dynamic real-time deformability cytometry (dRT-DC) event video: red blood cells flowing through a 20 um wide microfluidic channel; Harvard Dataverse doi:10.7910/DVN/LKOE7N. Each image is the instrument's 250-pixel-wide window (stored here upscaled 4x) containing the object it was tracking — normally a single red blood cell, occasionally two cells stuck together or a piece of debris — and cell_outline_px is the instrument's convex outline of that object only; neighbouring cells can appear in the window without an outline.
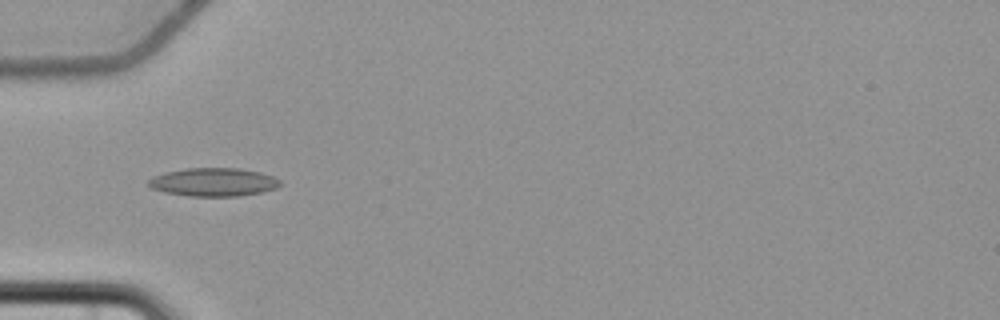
{"species": "common noctule bat (a hibernating species)", "species_latin": "Nyctalus noctula", "temperature_condition": "cold", "stored_images_in_passage": 6, "camera_frame_rate_fps": 3000, "um_per_image_px": 0.085, "animal": {"sex": "female", "body_mass_g": 22.7, "forearm_length_mm": 54.2}, "frame": {"image": 1, "passage_image": 5, "time_ms": 6.0, "image_size_px": [1000, 320], "cell_outline_px": [[280, 184], [276, 188], [260, 192], [236, 196], [188, 196], [164, 192], [152, 188], [148, 184], [148, 180], [152, 176], [164, 172], [184, 168], [240, 168], [260, 172], [272, 176], [280, 180]], "centroid_in_image_um": [18.11, 15.47], "position_along_channel_um": 66.9, "area_um2": 21.73}}
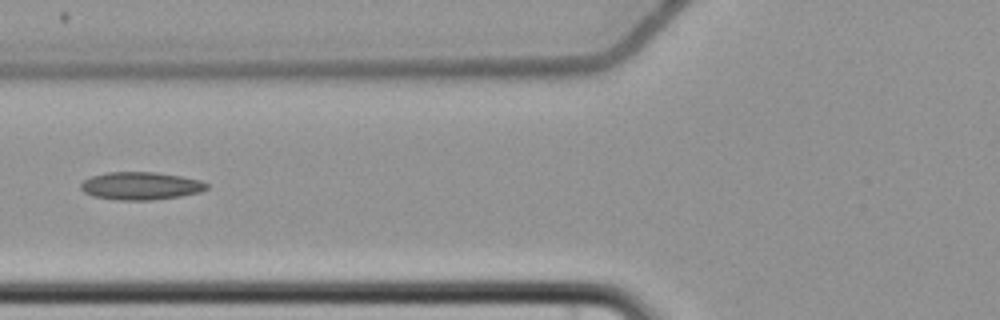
{"frame": {"image": 2, "passage_image": 6, "time_ms": 7.333, "image_size_px": [1000, 320], "cell_outline_px": [[208, 188], [200, 192], [180, 196], [152, 200], [116, 200], [92, 196], [84, 192], [80, 188], [80, 184], [84, 180], [92, 176], [108, 172], [156, 172], [180, 176], [200, 180], [208, 184]], "centroid_in_image_um": [11.95, 15.8], "position_along_channel_um": 113.9, "area_um2": 20.4}}